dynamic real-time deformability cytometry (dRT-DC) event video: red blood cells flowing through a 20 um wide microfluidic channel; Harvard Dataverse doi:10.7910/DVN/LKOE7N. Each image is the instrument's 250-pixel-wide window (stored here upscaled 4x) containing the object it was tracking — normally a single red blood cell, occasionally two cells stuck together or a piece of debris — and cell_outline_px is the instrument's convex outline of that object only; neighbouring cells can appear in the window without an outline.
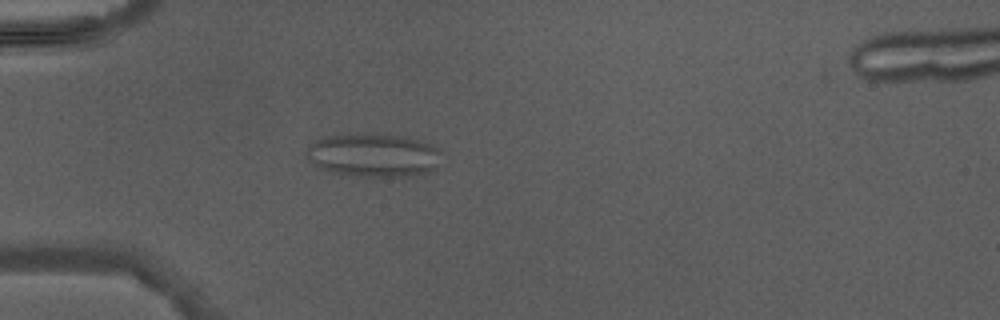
{"species": "Egyptian fruit bat (a non-hibernating species)", "species_latin": "Rousettus aegyptiacus", "temperature_condition": "warm", "stored_images_in_passage": 3, "camera_frame_rate_fps": 3000, "um_per_image_px": 0.085, "animal": {"sex": "male"}, "frame": {"image": 1, "passage_image": 3, "time_ms": 3.0, "image_size_px": [1000, 320], "cell_outline_px": [[440, 152], [432, 168], [428, 172], [404, 176], [360, 176], [336, 172], [320, 168], [304, 156], [304, 152], [316, 140], [324, 136], [356, 132], [396, 136], [416, 140], [428, 144], [436, 148]], "centroid_in_image_um": [31.62, 13.16], "position_along_channel_um": 53.4, "area_um2": 33.47}}